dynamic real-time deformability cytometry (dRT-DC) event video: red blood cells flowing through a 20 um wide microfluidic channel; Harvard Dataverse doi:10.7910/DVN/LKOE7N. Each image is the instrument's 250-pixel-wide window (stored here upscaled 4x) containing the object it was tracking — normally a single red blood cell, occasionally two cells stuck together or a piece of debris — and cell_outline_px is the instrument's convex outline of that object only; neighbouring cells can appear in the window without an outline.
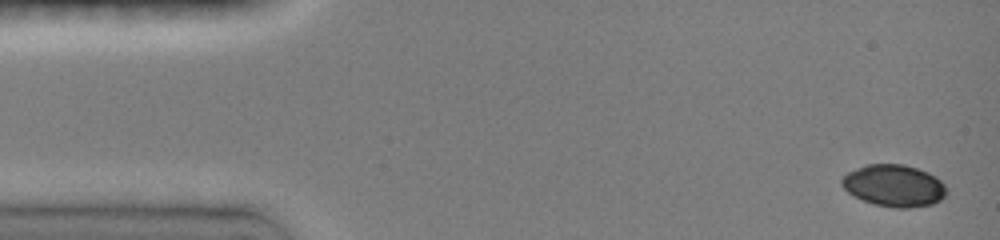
{"species": "common noctule bat (a hibernating species)", "species_latin": "Nyctalus noctula", "temperature_condition": "room temperature", "stored_images_in_passage": 20, "camera_frame_rate_fps": 3000, "um_per_image_px": 0.085, "animal": {"sex": "female", "body_mass_g": 19.0, "forearm_length_mm": 51.5}, "frame": {"image": 1, "passage_image": 1, "time_ms": 0.0, "image_size_px": [1000, 240], "cell_outline_px": [[944, 196], [940, 200], [932, 204], [908, 208], [896, 208], [876, 204], [864, 200], [848, 192], [840, 184], [840, 180], [848, 172], [868, 164], [904, 164], [928, 172], [936, 176], [944, 184]], "centroid_in_image_um": [75.98, 15.77], "position_along_channel_um": 9.0, "area_um2": 25.26}}
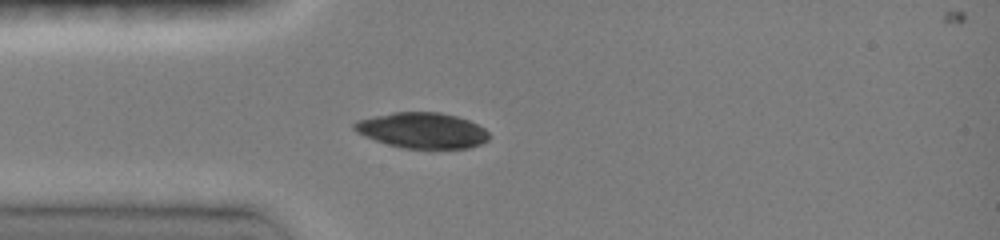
{"frame": {"image": 2, "passage_image": 15, "time_ms": 3.667, "image_size_px": [1000, 240], "cell_outline_px": [[488, 140], [480, 144], [468, 148], [400, 148], [364, 136], [356, 132], [352, 128], [352, 124], [356, 120], [392, 112], [440, 112], [456, 116], [468, 120], [484, 128], [488, 132]], "centroid_in_image_um": [35.85, 11.08], "position_along_channel_um": 49.1, "area_um2": 27.98}}